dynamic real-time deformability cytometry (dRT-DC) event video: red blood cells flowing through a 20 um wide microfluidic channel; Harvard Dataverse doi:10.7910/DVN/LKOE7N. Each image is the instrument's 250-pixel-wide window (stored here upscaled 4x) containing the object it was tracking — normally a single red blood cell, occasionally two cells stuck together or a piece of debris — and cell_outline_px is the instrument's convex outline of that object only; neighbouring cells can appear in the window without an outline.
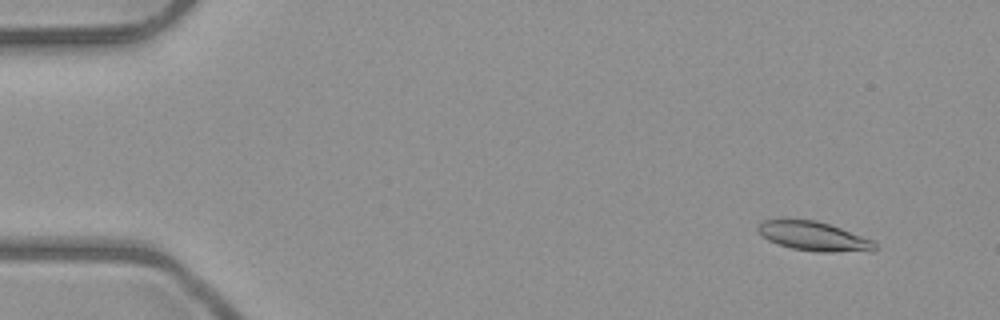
{"species": "common noctule bat (a hibernating species)", "species_latin": "Nyctalus noctula", "temperature_condition": "room temperature", "stored_images_in_passage": 4, "camera_frame_rate_fps": 3000, "um_per_image_px": 0.085, "animal": {"sex": "male", "body_mass_g": 23.1, "forearm_length_mm": 52.7}, "frame": {"image": 1, "passage_image": 2, "time_ms": 1.0, "image_size_px": [1000, 320], "cell_outline_px": [[876, 248], [872, 252], [816, 252], [792, 248], [776, 244], [768, 240], [756, 228], [764, 220], [816, 220], [840, 228], [872, 240], [876, 244]], "centroid_in_image_um": [69.21, 20.11], "position_along_channel_um": 15.8, "area_um2": 19.71}}